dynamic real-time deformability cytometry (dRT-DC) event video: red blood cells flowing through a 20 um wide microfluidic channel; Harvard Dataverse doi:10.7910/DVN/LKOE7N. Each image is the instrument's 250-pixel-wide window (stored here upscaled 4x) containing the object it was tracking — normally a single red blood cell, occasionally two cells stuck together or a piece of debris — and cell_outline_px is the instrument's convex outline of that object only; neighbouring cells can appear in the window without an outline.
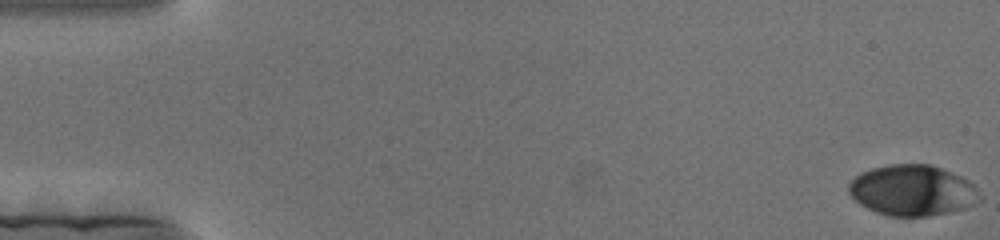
{"species": "human", "species_latin": "Homo sapiens", "temperature_condition": "cold", "stored_images_in_passage": 182, "camera_frame_rate_fps": 3000, "um_per_image_px": 0.085, "donor": {"sex": "female"}, "frame": {"image": 1, "passage_image": 1, "time_ms": 0.0, "image_size_px": [1000, 240], "cell_outline_px": [[976, 188], [964, 208], [948, 212], [928, 216], [888, 216], [876, 212], [860, 204], [848, 192], [848, 184], [860, 172], [872, 168], [888, 164], [932, 164], [960, 176], [968, 180]], "centroid_in_image_um": [77.41, 16.15], "position_along_channel_um": 7.6, "area_um2": 37.74}}
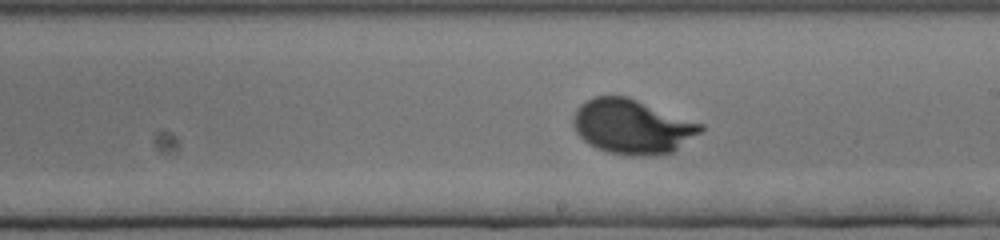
{"frame": {"image": 2, "passage_image": 104, "time_ms": 34.333, "image_size_px": [1000, 240], "cell_outline_px": [[704, 128], [700, 132], [672, 152], [656, 156], [632, 156], [608, 152], [596, 148], [588, 144], [576, 132], [572, 124], [572, 116], [576, 108], [580, 104], [592, 96], [628, 96], [704, 124]], "centroid_in_image_um": [53.7, 10.75], "position_along_channel_um": 235.3, "area_um2": 40.81}}
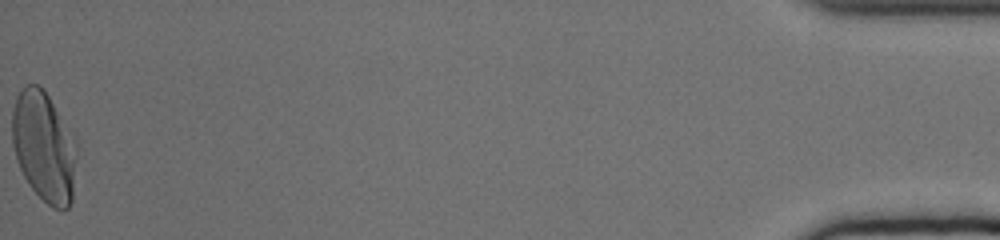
{"frame": {"image": 3, "passage_image": 182, "time_ms": 60.333, "image_size_px": [1000, 240], "cell_outline_px": [[76, 156], [72, 200], [68, 208], [52, 208], [28, 184], [16, 160], [12, 144], [12, 112], [16, 96], [28, 84], [36, 84], [44, 88], [76, 136]], "centroid_in_image_um": [3.75, 12.43], "position_along_channel_um": 431.5, "area_um2": 41.85}}